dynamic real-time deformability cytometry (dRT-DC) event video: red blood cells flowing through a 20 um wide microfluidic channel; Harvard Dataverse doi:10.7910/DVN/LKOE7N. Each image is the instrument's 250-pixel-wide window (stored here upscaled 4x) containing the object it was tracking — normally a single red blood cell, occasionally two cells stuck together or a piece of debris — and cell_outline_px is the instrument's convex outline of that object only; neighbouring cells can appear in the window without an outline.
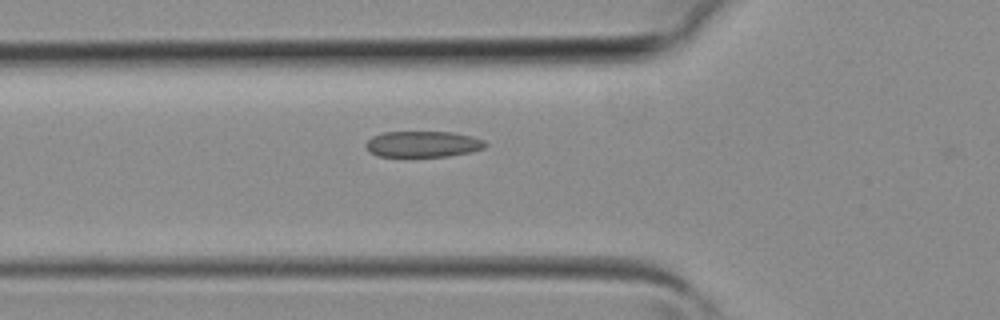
{"species": "common noctule bat (a hibernating species)", "species_latin": "Nyctalus noctula", "temperature_condition": "room temperature", "stored_images_in_passage": 28, "camera_frame_rate_fps": 3000, "um_per_image_px": 0.085, "animal": {"sex": "female", "body_mass_g": 19.3, "forearm_length_mm": 54.1}, "frame": {"image": 1, "passage_image": 4, "time_ms": 1.0, "image_size_px": [1000, 320], "cell_outline_px": [[488, 144], [484, 148], [468, 152], [448, 156], [380, 156], [372, 152], [364, 144], [372, 136], [384, 132], [452, 132], [472, 136], [484, 140]], "centroid_in_image_um": [35.97, 12.24], "position_along_channel_um": 89.8, "area_um2": 17.92}}
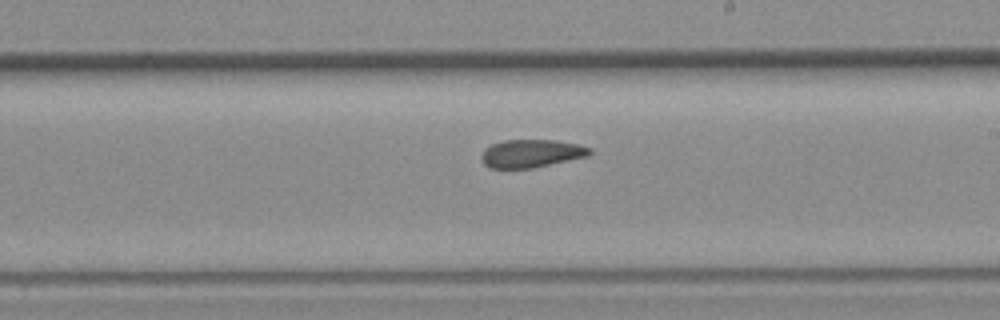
{"frame": {"image": 2, "passage_image": 13, "time_ms": 4.0, "image_size_px": [1000, 320], "cell_outline_px": [[592, 152], [588, 156], [532, 168], [488, 168], [484, 164], [480, 156], [484, 148], [492, 144], [504, 140], [556, 140], [576, 144], [592, 148]], "centroid_in_image_um": [45.14, 13.04], "position_along_channel_um": 243.9, "area_um2": 17.69}}
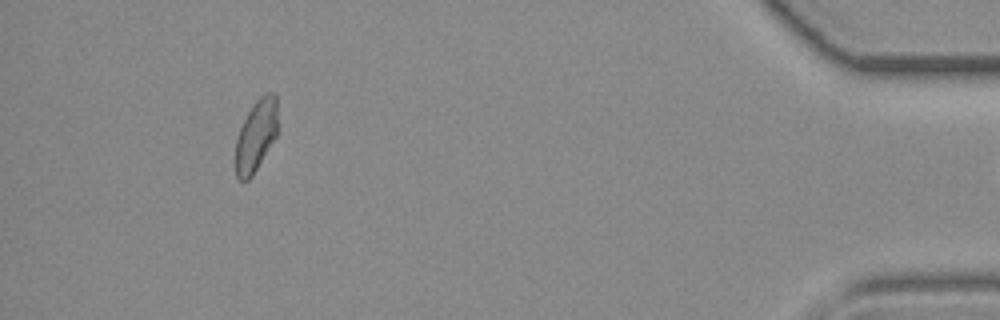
{"frame": {"image": 3, "passage_image": 27, "time_ms": 8.667, "image_size_px": [1000, 320], "cell_outline_px": [[276, 136], [252, 176], [248, 180], [240, 180], [236, 176], [236, 140], [240, 128], [252, 104], [264, 92], [276, 92]], "centroid_in_image_um": [21.76, 11.49], "position_along_channel_um": 413.4, "area_um2": 17.34}}